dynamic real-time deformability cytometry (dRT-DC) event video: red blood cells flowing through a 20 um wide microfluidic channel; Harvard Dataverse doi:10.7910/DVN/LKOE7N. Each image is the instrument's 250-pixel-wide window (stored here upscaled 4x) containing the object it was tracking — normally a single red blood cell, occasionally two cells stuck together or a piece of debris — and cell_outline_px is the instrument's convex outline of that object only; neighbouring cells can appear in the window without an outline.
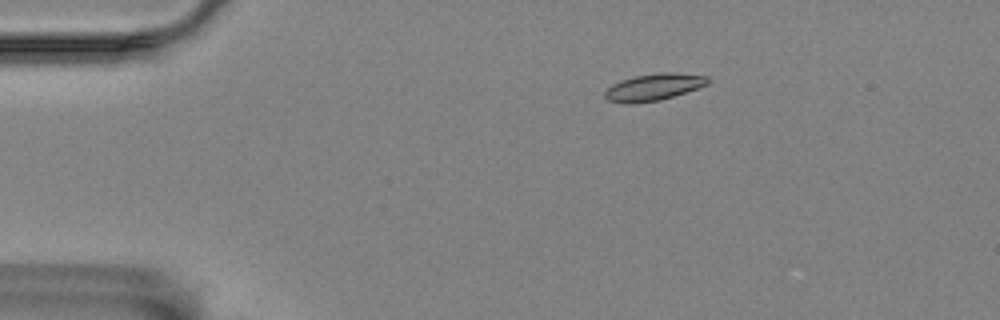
{"species": "Egyptian fruit bat (a non-hibernating species)", "species_latin": "Rousettus aegyptiacus", "temperature_condition": "room temperature", "stored_images_in_passage": 5, "camera_frame_rate_fps": 3000, "um_per_image_px": 0.085, "animal": {"sex": "female"}, "frame": {"image": 1, "passage_image": 3, "time_ms": 3.333, "image_size_px": [1000, 320], "cell_outline_px": [[708, 84], [660, 100], [636, 104], [624, 104], [608, 100], [604, 96], [604, 92], [612, 84], [620, 80], [636, 76], [660, 72], [676, 72], [708, 76]], "centroid_in_image_um": [55.52, 7.4], "position_along_channel_um": 29.5, "area_um2": 16.13}}